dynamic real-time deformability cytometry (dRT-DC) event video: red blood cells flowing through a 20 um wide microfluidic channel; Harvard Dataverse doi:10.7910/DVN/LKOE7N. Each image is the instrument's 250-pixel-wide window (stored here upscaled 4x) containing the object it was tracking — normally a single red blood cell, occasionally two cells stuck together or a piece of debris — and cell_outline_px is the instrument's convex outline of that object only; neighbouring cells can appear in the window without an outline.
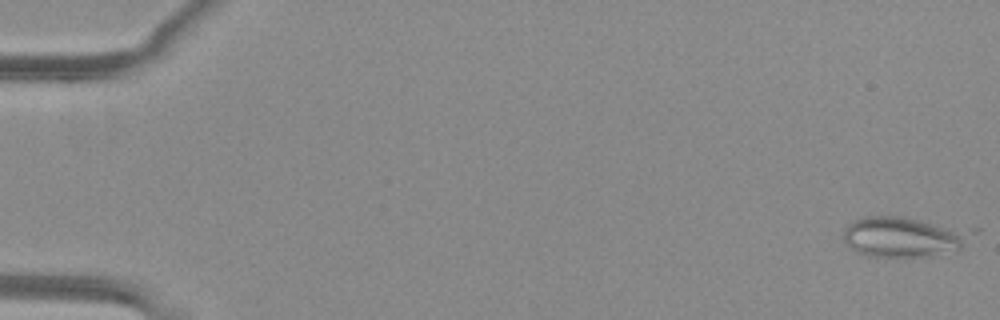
{"species": "common noctule bat (a hibernating species)", "species_latin": "Nyctalus noctula", "temperature_condition": "warm", "stored_images_in_passage": 15, "camera_frame_rate_fps": 3000, "um_per_image_px": 0.085, "animal": {"sex": "female", "body_mass_g": 29.2, "forearm_length_mm": 56.3}, "frame": {"image": 1, "passage_image": 1, "time_ms": 0.0, "image_size_px": [1000, 320], "cell_outline_px": [[980, 232], [960, 252], [932, 256], [868, 256], [856, 252], [844, 240], [844, 228], [848, 224], [864, 216], [904, 216], [980, 228]], "centroid_in_image_um": [77.07, 20.11], "position_along_channel_um": 7.9, "area_um2": 31.79}}